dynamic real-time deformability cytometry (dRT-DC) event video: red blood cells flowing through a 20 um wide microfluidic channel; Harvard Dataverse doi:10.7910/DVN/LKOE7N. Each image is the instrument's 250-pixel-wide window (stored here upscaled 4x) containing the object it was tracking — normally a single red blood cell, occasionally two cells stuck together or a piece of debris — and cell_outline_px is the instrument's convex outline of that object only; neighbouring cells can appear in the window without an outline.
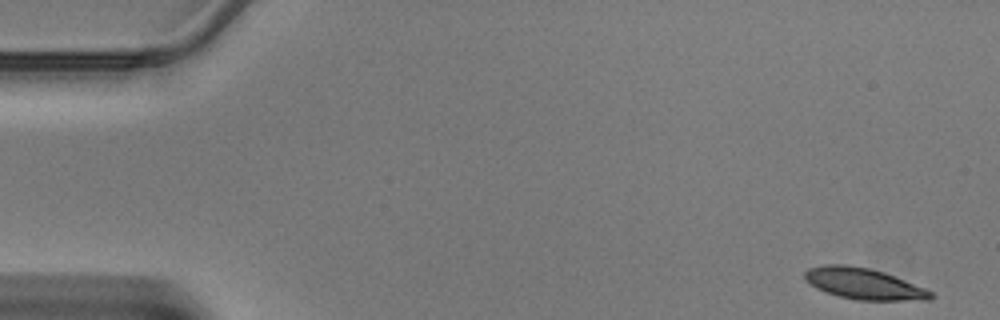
{"species": "Egyptian fruit bat (a non-hibernating species)", "species_latin": "Rousettus aegyptiacus", "temperature_condition": "warm", "stored_images_in_passage": 45, "camera_frame_rate_fps": 3000, "um_per_image_px": 0.085, "animal": {"sex": "male"}, "frame": {"image": 1, "passage_image": 1, "time_ms": 0.0, "image_size_px": [1000, 320], "cell_outline_px": [[936, 296], [932, 300], [856, 300], [840, 296], [816, 288], [804, 276], [804, 272], [808, 268], [824, 264], [848, 264], [868, 268], [884, 272], [924, 288], [932, 292]], "centroid_in_image_um": [73.44, 24.11], "position_along_channel_um": 11.6, "area_um2": 22.72}}
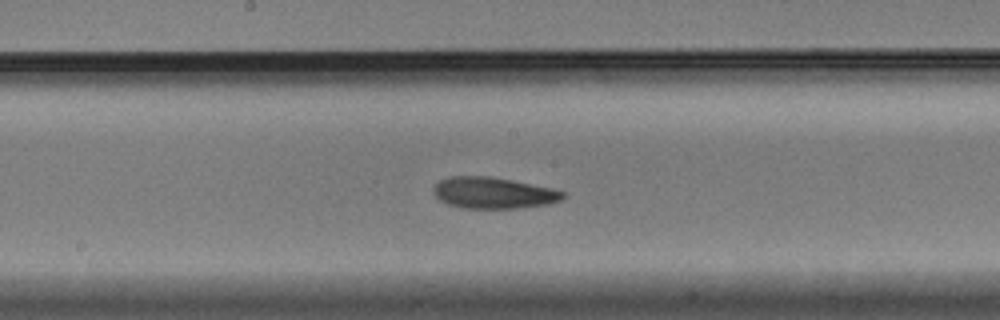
{"frame": {"image": 2, "passage_image": 23, "time_ms": 7.333, "image_size_px": [1000, 320], "cell_outline_px": [[564, 196], [560, 200], [548, 204], [520, 208], [460, 208], [448, 204], [440, 200], [432, 192], [432, 188], [440, 180], [452, 176], [492, 176], [552, 188], [564, 192]], "centroid_in_image_um": [41.91, 16.39], "position_along_channel_um": 206.3, "area_um2": 23.64}}
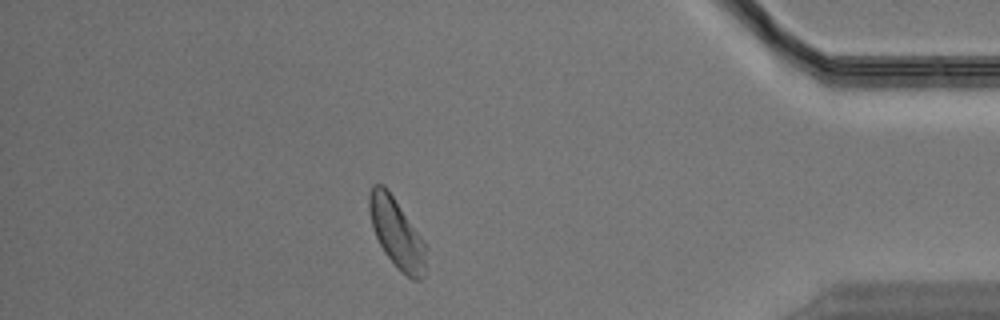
{"frame": {"image": 3, "passage_image": 39, "time_ms": 12.667, "image_size_px": [1000, 320], "cell_outline_px": [[424, 276], [420, 280], [412, 280], [400, 272], [396, 268], [384, 252], [376, 236], [372, 224], [368, 208], [368, 196], [372, 184], [384, 184], [424, 240]], "centroid_in_image_um": [33.69, 19.81], "position_along_channel_um": 401.5, "area_um2": 22.77}}